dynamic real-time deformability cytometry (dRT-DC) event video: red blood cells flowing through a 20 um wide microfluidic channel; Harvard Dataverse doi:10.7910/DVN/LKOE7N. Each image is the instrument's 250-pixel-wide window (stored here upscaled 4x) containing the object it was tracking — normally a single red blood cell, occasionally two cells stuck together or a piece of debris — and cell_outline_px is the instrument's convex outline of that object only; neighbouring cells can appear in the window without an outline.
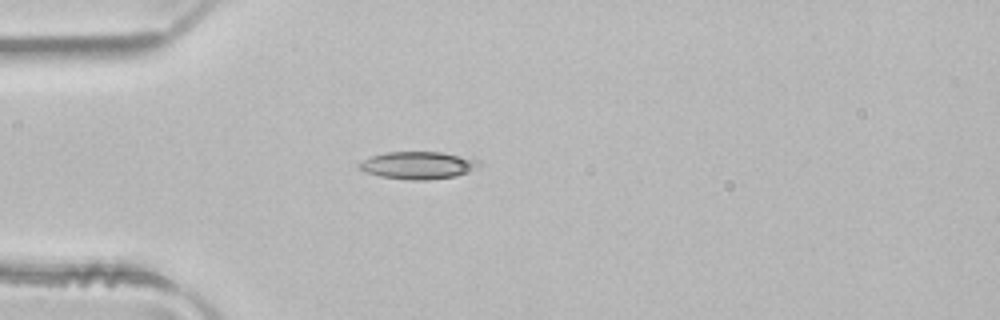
{"species": "common noctule bat (a hibernating species)", "species_latin": "Nyctalus noctula", "temperature_condition": "room temperature", "stored_images_in_passage": 2, "camera_frame_rate_fps": 3000, "um_per_image_px": 0.085, "animal": {"sex": "male", "body_mass_g": 21.5, "forearm_length_mm": 52.0}, "frame": {"image": 1, "passage_image": 2, "time_ms": 0.333, "image_size_px": [1000, 320], "cell_outline_px": [[480, 164], [456, 176], [428, 180], [408, 180], [380, 176], [364, 172], [356, 164], [372, 156], [384, 152], [440, 152], [468, 156], [476, 160]], "centroid_in_image_um": [35.48, 14.04], "position_along_channel_um": 49.5, "area_um2": 19.02}}